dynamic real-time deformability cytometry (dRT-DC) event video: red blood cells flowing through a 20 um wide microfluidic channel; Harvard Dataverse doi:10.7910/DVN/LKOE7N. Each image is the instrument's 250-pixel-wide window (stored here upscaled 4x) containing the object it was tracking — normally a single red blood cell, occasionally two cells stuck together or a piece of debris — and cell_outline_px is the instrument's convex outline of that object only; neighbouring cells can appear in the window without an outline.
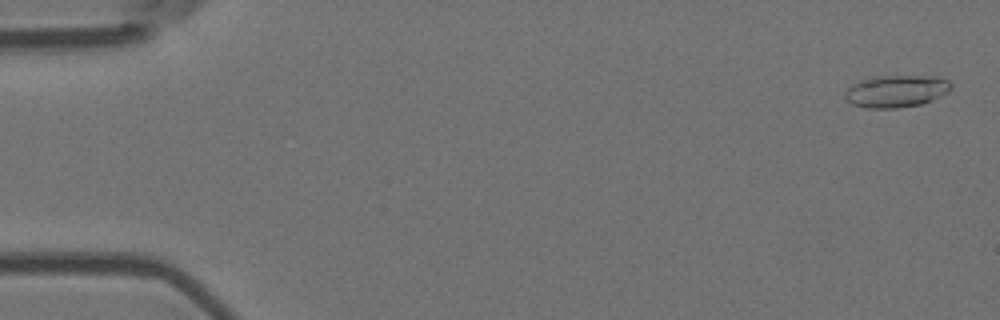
{"species": "Egyptian fruit bat (a non-hibernating species)", "species_latin": "Rousettus aegyptiacus", "temperature_condition": "room temperature", "stored_images_in_passage": 4, "camera_frame_rate_fps": 3000, "um_per_image_px": 0.085, "animal": {"sex": "female"}, "frame": {"image": 1, "passage_image": 1, "time_ms": 0.0, "image_size_px": [1000, 320], "cell_outline_px": [[952, 88], [948, 92], [940, 96], [920, 104], [896, 108], [868, 108], [852, 104], [844, 100], [844, 92], [852, 84], [868, 76], [940, 76], [948, 80], [952, 84]], "centroid_in_image_um": [76.15, 7.73], "position_along_channel_um": 8.8, "area_um2": 20.11}}
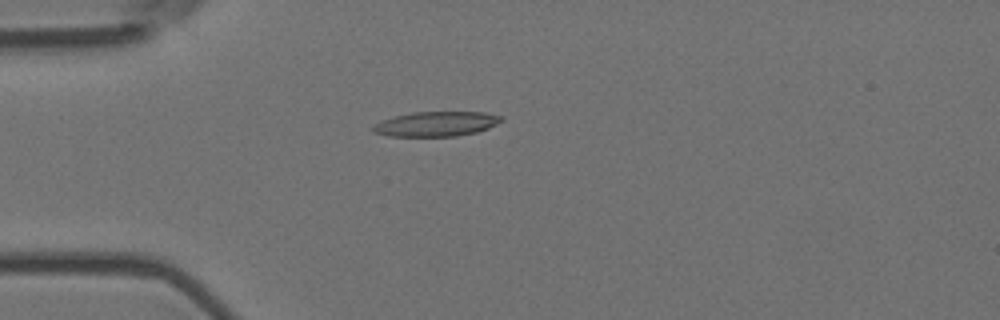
{"frame": {"image": 2, "passage_image": 4, "time_ms": 1.0, "image_size_px": [1000, 320], "cell_outline_px": [[504, 120], [488, 128], [476, 132], [456, 136], [388, 136], [376, 132], [372, 128], [380, 120], [412, 112], [484, 112], [504, 116]], "centroid_in_image_um": [37.12, 10.52], "position_along_channel_um": 47.9, "area_um2": 18.44}}